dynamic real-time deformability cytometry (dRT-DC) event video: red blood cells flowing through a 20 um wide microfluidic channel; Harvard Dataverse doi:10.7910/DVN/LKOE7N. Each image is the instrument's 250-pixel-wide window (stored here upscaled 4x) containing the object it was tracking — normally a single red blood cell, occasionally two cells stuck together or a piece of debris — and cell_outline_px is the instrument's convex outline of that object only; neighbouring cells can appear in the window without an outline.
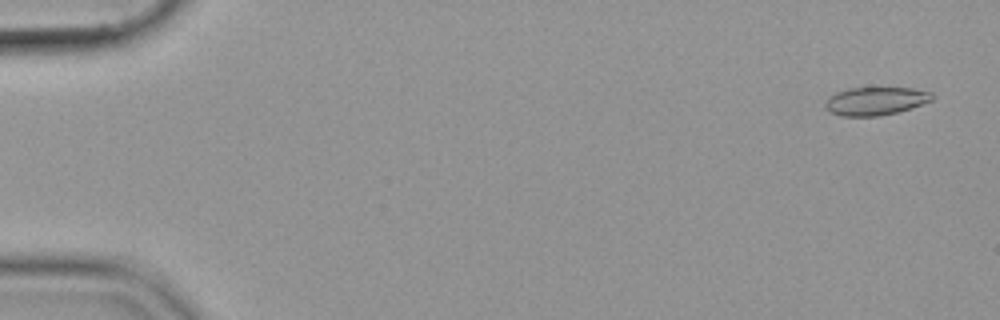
{"species": "common noctule bat (a hibernating species)", "species_latin": "Nyctalus noctula", "temperature_condition": "cold", "stored_images_in_passage": 55, "camera_frame_rate_fps": 3000, "um_per_image_px": 0.085, "animal": {"sex": "female", "body_mass_g": 19.9}, "frame": {"image": 1, "passage_image": 3, "time_ms": 0.667, "image_size_px": [1000, 320], "cell_outline_px": [[936, 96], [932, 100], [912, 108], [896, 112], [876, 116], [844, 116], [832, 112], [824, 104], [836, 92], [848, 88], [912, 88], [932, 92]], "centroid_in_image_um": [74.49, 8.58], "position_along_channel_um": 10.5, "area_um2": 17.28}}
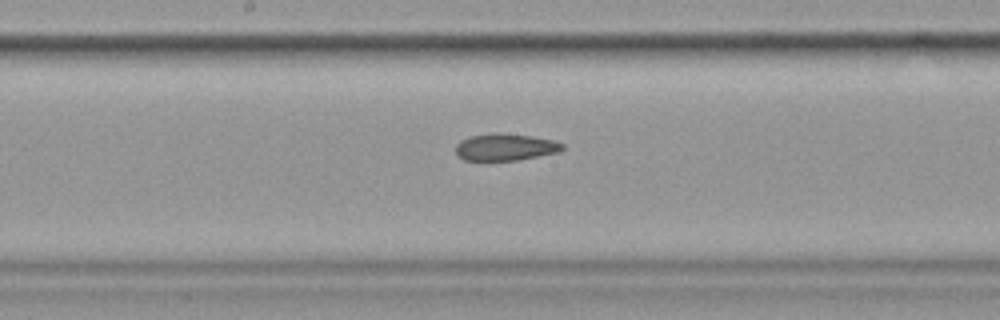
{"frame": {"image": 2, "passage_image": 30, "time_ms": 9.667, "image_size_px": [1000, 320], "cell_outline_px": [[564, 148], [560, 152], [516, 160], [464, 160], [456, 156], [456, 144], [460, 140], [472, 136], [492, 132], [496, 132], [532, 136], [552, 140], [564, 144]], "centroid_in_image_um": [42.93, 12.5], "position_along_channel_um": 205.3, "area_um2": 16.82}}
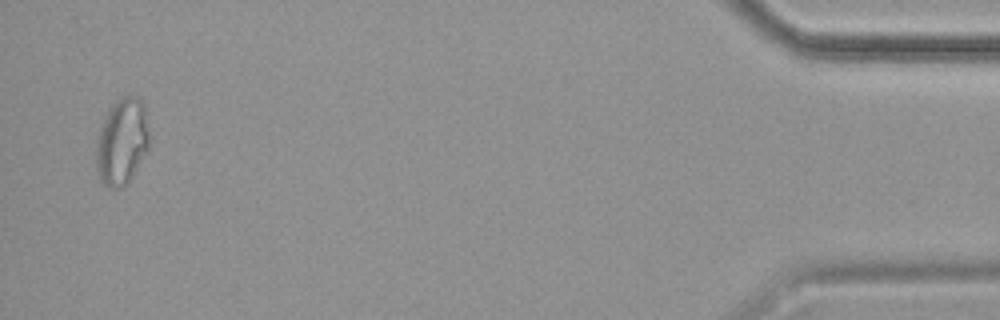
{"frame": {"image": 3, "passage_image": 54, "time_ms": 17.667, "image_size_px": [1000, 320], "cell_outline_px": [[148, 148], [128, 184], [124, 188], [112, 188], [104, 184], [100, 180], [96, 168], [96, 140], [100, 124], [104, 116], [112, 104], [120, 96], [140, 96], [144, 100], [148, 132]], "centroid_in_image_um": [10.35, 12.01], "position_along_channel_um": 424.9, "area_um2": 27.22}}